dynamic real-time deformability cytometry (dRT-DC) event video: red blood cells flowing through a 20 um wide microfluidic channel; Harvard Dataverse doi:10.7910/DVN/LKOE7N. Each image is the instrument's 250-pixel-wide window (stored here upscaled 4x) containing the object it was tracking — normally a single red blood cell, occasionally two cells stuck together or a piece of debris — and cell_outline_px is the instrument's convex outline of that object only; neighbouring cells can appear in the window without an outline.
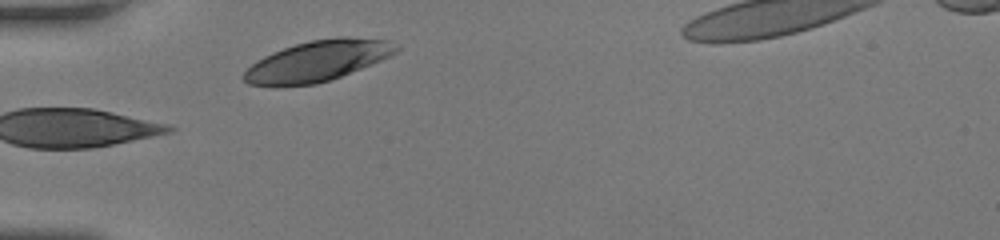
{"species": "human", "species_latin": "Homo sapiens", "temperature_condition": "room temperature", "stored_images_in_passage": 21, "camera_frame_rate_fps": 3000, "um_per_image_px": 0.085, "donor": {"sex": "female"}, "frame": {"image": 1, "passage_image": 1, "time_ms": 0.0, "image_size_px": [1000, 240], "cell_outline_px": [[400, 48], [396, 52], [380, 60], [332, 80], [316, 84], [276, 88], [248, 84], [240, 76], [256, 60], [272, 52], [296, 44], [312, 40], [336, 36], [348, 36], [388, 40]], "centroid_in_image_um": [26.92, 5.21], "position_along_channel_um": 58.1, "area_um2": 36.53}}